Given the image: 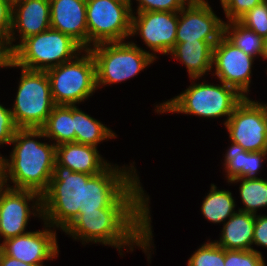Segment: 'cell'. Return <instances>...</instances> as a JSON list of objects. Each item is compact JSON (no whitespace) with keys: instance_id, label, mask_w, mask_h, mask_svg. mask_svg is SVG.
<instances>
[{"instance_id":"6da1fadb","label":"cell","mask_w":267,"mask_h":266,"mask_svg":"<svg viewBox=\"0 0 267 266\" xmlns=\"http://www.w3.org/2000/svg\"><path fill=\"white\" fill-rule=\"evenodd\" d=\"M149 212V208H101L79 212L64 231L75 239L102 242L117 249L136 244L146 252L152 240Z\"/></svg>"},{"instance_id":"7a4b0ae2","label":"cell","mask_w":267,"mask_h":266,"mask_svg":"<svg viewBox=\"0 0 267 266\" xmlns=\"http://www.w3.org/2000/svg\"><path fill=\"white\" fill-rule=\"evenodd\" d=\"M32 137L41 138L45 134L42 129H17L11 141L15 147L10 160L1 157V182L5 185L9 177L15 186L12 189L30 190L42 196L52 178L56 146L40 143Z\"/></svg>"},{"instance_id":"3957f363","label":"cell","mask_w":267,"mask_h":266,"mask_svg":"<svg viewBox=\"0 0 267 266\" xmlns=\"http://www.w3.org/2000/svg\"><path fill=\"white\" fill-rule=\"evenodd\" d=\"M109 165L93 175L84 185L83 209L91 212L101 208H148L149 197L144 198L140 180L130 170ZM131 172V173H129ZM133 173V175H132Z\"/></svg>"},{"instance_id":"277c9868","label":"cell","mask_w":267,"mask_h":266,"mask_svg":"<svg viewBox=\"0 0 267 266\" xmlns=\"http://www.w3.org/2000/svg\"><path fill=\"white\" fill-rule=\"evenodd\" d=\"M93 175L73 172L55 162L47 191L42 195V217L49 227L64 231L83 209L84 185ZM49 222V223H47Z\"/></svg>"},{"instance_id":"5b68a950","label":"cell","mask_w":267,"mask_h":266,"mask_svg":"<svg viewBox=\"0 0 267 266\" xmlns=\"http://www.w3.org/2000/svg\"><path fill=\"white\" fill-rule=\"evenodd\" d=\"M81 49L84 50L72 37L50 28L13 45L7 66L46 71L71 61Z\"/></svg>"},{"instance_id":"8992f818","label":"cell","mask_w":267,"mask_h":266,"mask_svg":"<svg viewBox=\"0 0 267 266\" xmlns=\"http://www.w3.org/2000/svg\"><path fill=\"white\" fill-rule=\"evenodd\" d=\"M244 99L236 89L222 83L214 86L207 83L193 84L174 99L164 102L157 112H179L207 118L227 116L226 122L236 106Z\"/></svg>"},{"instance_id":"52a82bcc","label":"cell","mask_w":267,"mask_h":266,"mask_svg":"<svg viewBox=\"0 0 267 266\" xmlns=\"http://www.w3.org/2000/svg\"><path fill=\"white\" fill-rule=\"evenodd\" d=\"M93 47L88 49L96 65L97 87L134 77L156 58L132 42H104Z\"/></svg>"},{"instance_id":"ba28073f","label":"cell","mask_w":267,"mask_h":266,"mask_svg":"<svg viewBox=\"0 0 267 266\" xmlns=\"http://www.w3.org/2000/svg\"><path fill=\"white\" fill-rule=\"evenodd\" d=\"M12 117L18 129H41L55 107L46 71L22 68Z\"/></svg>"},{"instance_id":"9c48e42d","label":"cell","mask_w":267,"mask_h":266,"mask_svg":"<svg viewBox=\"0 0 267 266\" xmlns=\"http://www.w3.org/2000/svg\"><path fill=\"white\" fill-rule=\"evenodd\" d=\"M86 55L46 70L55 105H75L96 90V65L89 49Z\"/></svg>"},{"instance_id":"30bf717a","label":"cell","mask_w":267,"mask_h":266,"mask_svg":"<svg viewBox=\"0 0 267 266\" xmlns=\"http://www.w3.org/2000/svg\"><path fill=\"white\" fill-rule=\"evenodd\" d=\"M132 8L118 0H86L88 46L123 42L131 33Z\"/></svg>"},{"instance_id":"8fae6325","label":"cell","mask_w":267,"mask_h":266,"mask_svg":"<svg viewBox=\"0 0 267 266\" xmlns=\"http://www.w3.org/2000/svg\"><path fill=\"white\" fill-rule=\"evenodd\" d=\"M224 124L232 142L245 151H267V104L244 97Z\"/></svg>"},{"instance_id":"7c38bea8","label":"cell","mask_w":267,"mask_h":266,"mask_svg":"<svg viewBox=\"0 0 267 266\" xmlns=\"http://www.w3.org/2000/svg\"><path fill=\"white\" fill-rule=\"evenodd\" d=\"M186 4L188 8L184 6L179 11L176 43L202 40L214 46L223 36L224 22L204 0H190Z\"/></svg>"},{"instance_id":"4fadbf2b","label":"cell","mask_w":267,"mask_h":266,"mask_svg":"<svg viewBox=\"0 0 267 266\" xmlns=\"http://www.w3.org/2000/svg\"><path fill=\"white\" fill-rule=\"evenodd\" d=\"M0 185V235L4 241L26 234L25 228L31 214L28 201L37 199L34 207L42 216V196L30 190H18ZM37 197V198H36Z\"/></svg>"},{"instance_id":"5bb4252c","label":"cell","mask_w":267,"mask_h":266,"mask_svg":"<svg viewBox=\"0 0 267 266\" xmlns=\"http://www.w3.org/2000/svg\"><path fill=\"white\" fill-rule=\"evenodd\" d=\"M179 12L145 11L131 16V33H140L154 52L169 53L176 44Z\"/></svg>"},{"instance_id":"9a60e30c","label":"cell","mask_w":267,"mask_h":266,"mask_svg":"<svg viewBox=\"0 0 267 266\" xmlns=\"http://www.w3.org/2000/svg\"><path fill=\"white\" fill-rule=\"evenodd\" d=\"M253 59L224 36L213 46L212 64H215V74L221 83L233 87L244 97L249 92Z\"/></svg>"},{"instance_id":"2e32d148","label":"cell","mask_w":267,"mask_h":266,"mask_svg":"<svg viewBox=\"0 0 267 266\" xmlns=\"http://www.w3.org/2000/svg\"><path fill=\"white\" fill-rule=\"evenodd\" d=\"M0 250L26 264L43 266V260L57 257L56 233L48 229L28 232L3 241Z\"/></svg>"},{"instance_id":"e0dca14e","label":"cell","mask_w":267,"mask_h":266,"mask_svg":"<svg viewBox=\"0 0 267 266\" xmlns=\"http://www.w3.org/2000/svg\"><path fill=\"white\" fill-rule=\"evenodd\" d=\"M50 27L88 49L86 0H50Z\"/></svg>"},{"instance_id":"ac0fdd59","label":"cell","mask_w":267,"mask_h":266,"mask_svg":"<svg viewBox=\"0 0 267 266\" xmlns=\"http://www.w3.org/2000/svg\"><path fill=\"white\" fill-rule=\"evenodd\" d=\"M16 10V11H15ZM18 29L21 41L50 29V0H23L12 8V27L9 51H12L14 29Z\"/></svg>"},{"instance_id":"d6986e66","label":"cell","mask_w":267,"mask_h":266,"mask_svg":"<svg viewBox=\"0 0 267 266\" xmlns=\"http://www.w3.org/2000/svg\"><path fill=\"white\" fill-rule=\"evenodd\" d=\"M56 162L73 172L89 175L99 174L110 165L102 160L97 147L76 142L56 146Z\"/></svg>"},{"instance_id":"ffe728a7","label":"cell","mask_w":267,"mask_h":266,"mask_svg":"<svg viewBox=\"0 0 267 266\" xmlns=\"http://www.w3.org/2000/svg\"><path fill=\"white\" fill-rule=\"evenodd\" d=\"M255 214L238 211L224 224L220 241L215 243L226 250H253Z\"/></svg>"},{"instance_id":"44dd1931","label":"cell","mask_w":267,"mask_h":266,"mask_svg":"<svg viewBox=\"0 0 267 266\" xmlns=\"http://www.w3.org/2000/svg\"><path fill=\"white\" fill-rule=\"evenodd\" d=\"M170 53L186 65L190 78L194 80L212 69L213 46L207 41L176 43Z\"/></svg>"},{"instance_id":"7402d4cb","label":"cell","mask_w":267,"mask_h":266,"mask_svg":"<svg viewBox=\"0 0 267 266\" xmlns=\"http://www.w3.org/2000/svg\"><path fill=\"white\" fill-rule=\"evenodd\" d=\"M267 151L248 152L242 146L232 142L225 156L228 182L238 178H256L255 174L264 161Z\"/></svg>"},{"instance_id":"603a6c76","label":"cell","mask_w":267,"mask_h":266,"mask_svg":"<svg viewBox=\"0 0 267 266\" xmlns=\"http://www.w3.org/2000/svg\"><path fill=\"white\" fill-rule=\"evenodd\" d=\"M41 129L45 137L55 139V146L75 142L74 105H55Z\"/></svg>"},{"instance_id":"cb8c5ba5","label":"cell","mask_w":267,"mask_h":266,"mask_svg":"<svg viewBox=\"0 0 267 266\" xmlns=\"http://www.w3.org/2000/svg\"><path fill=\"white\" fill-rule=\"evenodd\" d=\"M74 130L75 142L96 147L105 139L116 137L112 130L108 129L96 119L79 110L74 105Z\"/></svg>"},{"instance_id":"d4e9b609","label":"cell","mask_w":267,"mask_h":266,"mask_svg":"<svg viewBox=\"0 0 267 266\" xmlns=\"http://www.w3.org/2000/svg\"><path fill=\"white\" fill-rule=\"evenodd\" d=\"M223 36L235 47L254 58L257 54H263L264 38L239 21L224 23Z\"/></svg>"},{"instance_id":"484cf974","label":"cell","mask_w":267,"mask_h":266,"mask_svg":"<svg viewBox=\"0 0 267 266\" xmlns=\"http://www.w3.org/2000/svg\"><path fill=\"white\" fill-rule=\"evenodd\" d=\"M216 188L214 184L211 185L210 193L204 199L201 211L209 221L220 223L235 213V202L230 191Z\"/></svg>"},{"instance_id":"4316f807","label":"cell","mask_w":267,"mask_h":266,"mask_svg":"<svg viewBox=\"0 0 267 266\" xmlns=\"http://www.w3.org/2000/svg\"><path fill=\"white\" fill-rule=\"evenodd\" d=\"M242 181L239 189L245 208L239 211L256 215L257 208L267 206V180L256 178H238L229 182Z\"/></svg>"},{"instance_id":"83f0119b","label":"cell","mask_w":267,"mask_h":266,"mask_svg":"<svg viewBox=\"0 0 267 266\" xmlns=\"http://www.w3.org/2000/svg\"><path fill=\"white\" fill-rule=\"evenodd\" d=\"M188 266H224V248L207 242L190 257Z\"/></svg>"},{"instance_id":"f1b7e54d","label":"cell","mask_w":267,"mask_h":266,"mask_svg":"<svg viewBox=\"0 0 267 266\" xmlns=\"http://www.w3.org/2000/svg\"><path fill=\"white\" fill-rule=\"evenodd\" d=\"M245 27L253 30L259 36L267 37V0L245 13L239 20Z\"/></svg>"},{"instance_id":"f546056e","label":"cell","mask_w":267,"mask_h":266,"mask_svg":"<svg viewBox=\"0 0 267 266\" xmlns=\"http://www.w3.org/2000/svg\"><path fill=\"white\" fill-rule=\"evenodd\" d=\"M261 252L224 249V266H266Z\"/></svg>"},{"instance_id":"4dcf8cb0","label":"cell","mask_w":267,"mask_h":266,"mask_svg":"<svg viewBox=\"0 0 267 266\" xmlns=\"http://www.w3.org/2000/svg\"><path fill=\"white\" fill-rule=\"evenodd\" d=\"M264 0H223L221 2L228 22L238 21L245 13Z\"/></svg>"},{"instance_id":"1f68e13d","label":"cell","mask_w":267,"mask_h":266,"mask_svg":"<svg viewBox=\"0 0 267 266\" xmlns=\"http://www.w3.org/2000/svg\"><path fill=\"white\" fill-rule=\"evenodd\" d=\"M139 6L137 12L145 11H164V12H179L185 3L190 0H137Z\"/></svg>"},{"instance_id":"d6a6232c","label":"cell","mask_w":267,"mask_h":266,"mask_svg":"<svg viewBox=\"0 0 267 266\" xmlns=\"http://www.w3.org/2000/svg\"><path fill=\"white\" fill-rule=\"evenodd\" d=\"M17 129L11 109H6L0 104V145L11 143Z\"/></svg>"},{"instance_id":"836d02e7","label":"cell","mask_w":267,"mask_h":266,"mask_svg":"<svg viewBox=\"0 0 267 266\" xmlns=\"http://www.w3.org/2000/svg\"><path fill=\"white\" fill-rule=\"evenodd\" d=\"M12 27V7L0 0V41L9 49Z\"/></svg>"},{"instance_id":"e575fe53","label":"cell","mask_w":267,"mask_h":266,"mask_svg":"<svg viewBox=\"0 0 267 266\" xmlns=\"http://www.w3.org/2000/svg\"><path fill=\"white\" fill-rule=\"evenodd\" d=\"M253 243L267 248V216L255 215Z\"/></svg>"},{"instance_id":"d590c367","label":"cell","mask_w":267,"mask_h":266,"mask_svg":"<svg viewBox=\"0 0 267 266\" xmlns=\"http://www.w3.org/2000/svg\"><path fill=\"white\" fill-rule=\"evenodd\" d=\"M0 266H38V265L26 264L24 262L17 260L16 258L5 255L0 250Z\"/></svg>"},{"instance_id":"8d00e7d4","label":"cell","mask_w":267,"mask_h":266,"mask_svg":"<svg viewBox=\"0 0 267 266\" xmlns=\"http://www.w3.org/2000/svg\"><path fill=\"white\" fill-rule=\"evenodd\" d=\"M11 60V52L9 51L8 47H6L0 41V67H8V63Z\"/></svg>"},{"instance_id":"74e56055","label":"cell","mask_w":267,"mask_h":266,"mask_svg":"<svg viewBox=\"0 0 267 266\" xmlns=\"http://www.w3.org/2000/svg\"><path fill=\"white\" fill-rule=\"evenodd\" d=\"M262 57L264 59H267V37L264 38V44H263V54Z\"/></svg>"},{"instance_id":"f35d334b","label":"cell","mask_w":267,"mask_h":266,"mask_svg":"<svg viewBox=\"0 0 267 266\" xmlns=\"http://www.w3.org/2000/svg\"><path fill=\"white\" fill-rule=\"evenodd\" d=\"M12 8L20 4L23 0H5Z\"/></svg>"},{"instance_id":"ab89813d","label":"cell","mask_w":267,"mask_h":266,"mask_svg":"<svg viewBox=\"0 0 267 266\" xmlns=\"http://www.w3.org/2000/svg\"><path fill=\"white\" fill-rule=\"evenodd\" d=\"M118 1H122V2H127V3H129L130 4V8H131V0H118Z\"/></svg>"},{"instance_id":"60d3db41","label":"cell","mask_w":267,"mask_h":266,"mask_svg":"<svg viewBox=\"0 0 267 266\" xmlns=\"http://www.w3.org/2000/svg\"><path fill=\"white\" fill-rule=\"evenodd\" d=\"M2 184L1 182V156H0V185Z\"/></svg>"}]
</instances>
